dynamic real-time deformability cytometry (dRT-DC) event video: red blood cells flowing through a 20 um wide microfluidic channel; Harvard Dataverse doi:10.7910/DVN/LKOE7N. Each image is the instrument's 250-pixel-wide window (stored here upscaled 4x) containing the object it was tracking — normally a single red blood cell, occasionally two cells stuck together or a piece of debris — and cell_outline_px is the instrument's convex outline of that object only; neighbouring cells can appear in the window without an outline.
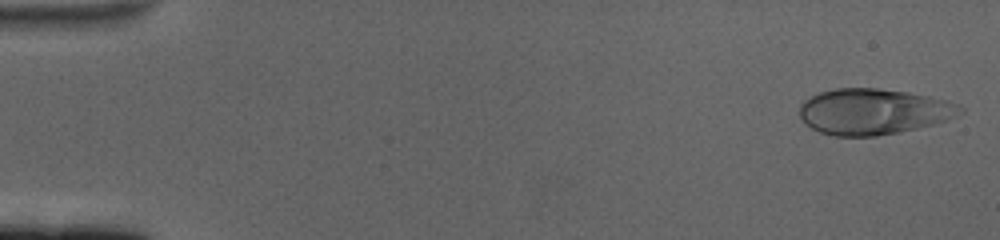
{"species": "human", "species_latin": "Homo sapiens", "temperature_condition": "cold", "stored_images_in_passage": 60, "camera_frame_rate_fps": 3000, "um_per_image_px": 0.085, "donor": {"sex": "female"}, "frame": {"image": 1, "passage_image": 2, "time_ms": 0.333, "image_size_px": [1000, 240], "cell_outline_px": [[964, 112], [956, 116], [932, 124], [900, 132], [876, 136], [836, 136], [820, 132], [812, 128], [800, 116], [800, 104], [804, 100], [820, 92], [836, 88], [876, 88], [908, 92], [948, 100], [960, 104], [964, 108]], "centroid_in_image_um": [74.26, 9.47], "position_along_channel_um": 10.7, "area_um2": 42.77}}
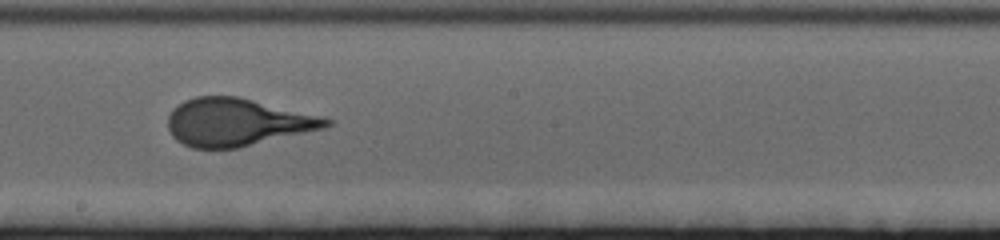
{"frame": {"image": 2, "passage_image": 34, "time_ms": 11.0, "image_size_px": [1000, 240], "cell_outline_px": [[332, 124], [324, 128], [240, 148], [192, 148], [176, 140], [172, 136], [168, 128], [168, 116], [172, 108], [184, 100], [196, 96], [236, 96], [320, 116], [332, 120]], "centroid_in_image_um": [20.1, 10.39], "position_along_channel_um": 228.1, "area_um2": 43.75}}
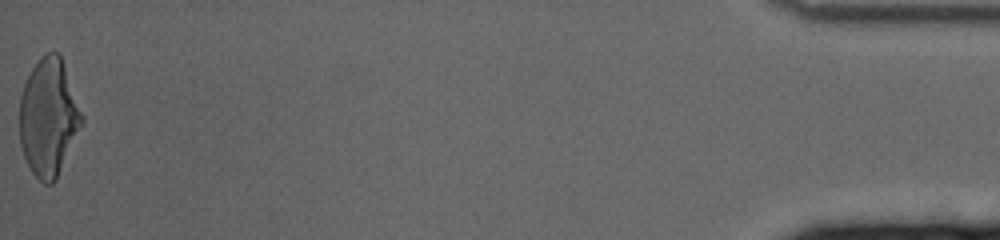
{"frame": {"image": 3, "passage_image": 60, "time_ms": 19.667, "image_size_px": [1000, 240], "cell_outline_px": [[84, 120], [56, 180], [52, 184], [44, 184], [32, 172], [24, 156], [20, 144], [20, 96], [24, 84], [32, 68], [40, 56], [48, 52], [60, 52], [84, 116]], "centroid_in_image_um": [4.14, 9.95], "position_along_channel_um": 431.1, "area_um2": 42.71}, "authors_computed_cell_mechanics": {"area_um2": 43.1766, "velocity_mm_per_s": 3.3768, "shape_relaxation_time_tau1_ms": 4.3316, "shape_relaxation_time_tau2_ms": null, "deformation_change_tau1": 0.1889, "deformation_change_tau2": null}}